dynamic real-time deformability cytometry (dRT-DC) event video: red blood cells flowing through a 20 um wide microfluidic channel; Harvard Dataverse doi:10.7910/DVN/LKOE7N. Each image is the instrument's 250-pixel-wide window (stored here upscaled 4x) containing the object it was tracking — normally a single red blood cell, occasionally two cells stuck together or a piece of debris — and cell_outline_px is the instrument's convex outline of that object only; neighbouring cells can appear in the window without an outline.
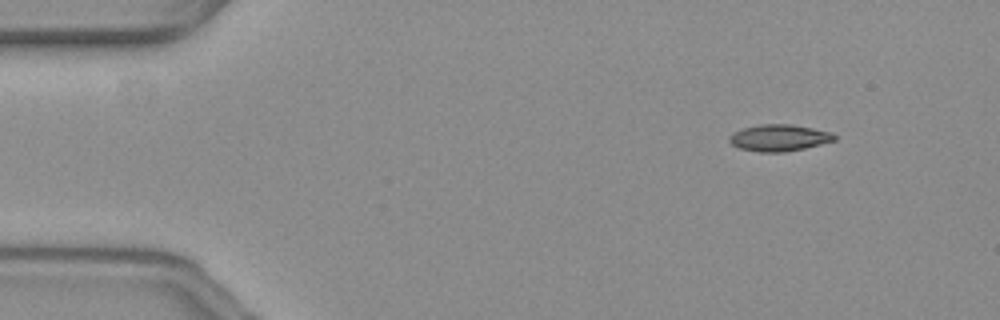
{"species": "common noctule bat (a hibernating species)", "species_latin": "Nyctalus noctula", "temperature_condition": "warm", "stored_images_in_passage": 51, "camera_frame_rate_fps": 3000, "um_per_image_px": 0.085, "animal": {"sex": "female", "body_mass_g": 19.3, "forearm_length_mm": 54.1}, "frame": {"image": 1, "passage_image": 1, "time_ms": 0.0, "image_size_px": [1000, 320], "cell_outline_px": [[836, 140], [804, 148], [784, 152], [760, 152], [740, 148], [732, 144], [728, 140], [728, 136], [732, 132], [744, 128], [760, 124], [792, 124], [832, 132], [836, 136]], "centroid_in_image_um": [66.21, 11.71], "position_along_channel_um": 18.8, "area_um2": 16.3}}
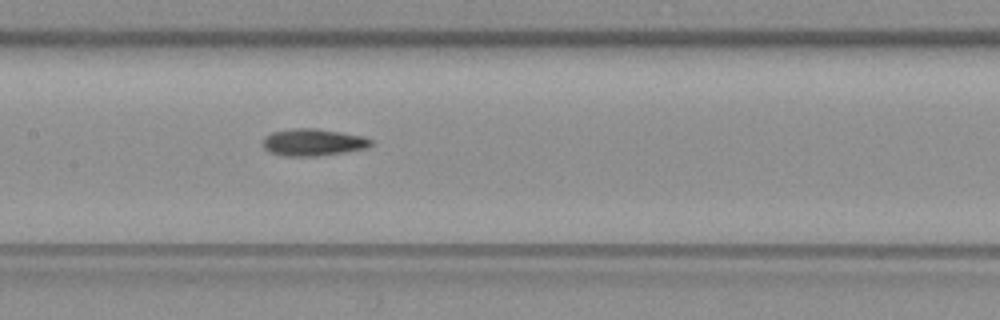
{"frame": {"image": 2, "passage_image": 22, "time_ms": 7.0, "image_size_px": [1000, 320], "cell_outline_px": [[372, 144], [368, 148], [344, 152], [316, 156], [284, 156], [272, 152], [264, 148], [264, 136], [272, 132], [292, 128], [316, 128], [364, 136], [372, 140]], "centroid_in_image_um": [26.63, 12.09], "position_along_channel_um": 180.8, "area_um2": 16.99}}
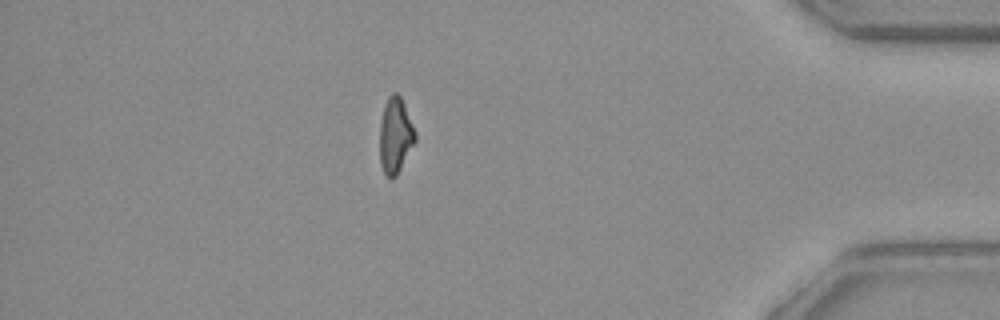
{"frame": {"image": 3, "passage_image": 44, "time_ms": 14.333, "image_size_px": [1000, 320], "cell_outline_px": [[416, 140], [396, 176], [388, 176], [384, 172], [380, 164], [380, 120], [384, 104], [388, 96], [392, 92], [396, 92], [400, 96], [404, 104], [416, 132]], "centroid_in_image_um": [33.6, 11.47], "position_along_channel_um": 401.6, "area_um2": 15.55}, "authors_computed_cell_mechanics": {"area_um2": 16.473, "velocity_mm_per_s": 3.6199, "shape_relaxation_time_tau1_ms": null, "shape_relaxation_time_tau2_ms": 5.1822, "deformation_change_tau1": null, "deformation_change_tau2": 0.139}}